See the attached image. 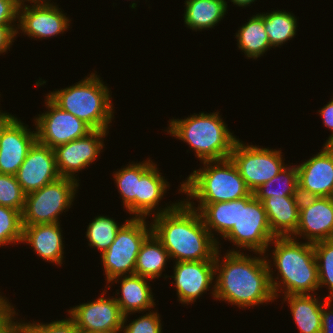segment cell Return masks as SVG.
I'll use <instances>...</instances> for the list:
<instances>
[{
    "label": "cell",
    "instance_id": "cell-1",
    "mask_svg": "<svg viewBox=\"0 0 333 333\" xmlns=\"http://www.w3.org/2000/svg\"><path fill=\"white\" fill-rule=\"evenodd\" d=\"M162 209L153 213L152 233L168 251L171 260L215 261L221 244L204 226L196 209L186 200Z\"/></svg>",
    "mask_w": 333,
    "mask_h": 333
},
{
    "label": "cell",
    "instance_id": "cell-2",
    "mask_svg": "<svg viewBox=\"0 0 333 333\" xmlns=\"http://www.w3.org/2000/svg\"><path fill=\"white\" fill-rule=\"evenodd\" d=\"M219 252L215 256V285L210 289L214 298L241 309L274 302L268 256L259 253V257H249L233 249L226 252L221 262Z\"/></svg>",
    "mask_w": 333,
    "mask_h": 333
},
{
    "label": "cell",
    "instance_id": "cell-3",
    "mask_svg": "<svg viewBox=\"0 0 333 333\" xmlns=\"http://www.w3.org/2000/svg\"><path fill=\"white\" fill-rule=\"evenodd\" d=\"M270 244H274L272 259L278 269L277 277L273 278L272 264L267 259L275 299L279 292L286 296L313 294L318 290V266L313 243H301L296 237H275Z\"/></svg>",
    "mask_w": 333,
    "mask_h": 333
},
{
    "label": "cell",
    "instance_id": "cell-4",
    "mask_svg": "<svg viewBox=\"0 0 333 333\" xmlns=\"http://www.w3.org/2000/svg\"><path fill=\"white\" fill-rule=\"evenodd\" d=\"M219 114L201 112L184 119H171L167 132L190 145L201 162L230 158L238 139Z\"/></svg>",
    "mask_w": 333,
    "mask_h": 333
},
{
    "label": "cell",
    "instance_id": "cell-5",
    "mask_svg": "<svg viewBox=\"0 0 333 333\" xmlns=\"http://www.w3.org/2000/svg\"><path fill=\"white\" fill-rule=\"evenodd\" d=\"M89 75L75 85L53 91L47 96L93 130H108V124L114 119L110 89L96 73Z\"/></svg>",
    "mask_w": 333,
    "mask_h": 333
},
{
    "label": "cell",
    "instance_id": "cell-6",
    "mask_svg": "<svg viewBox=\"0 0 333 333\" xmlns=\"http://www.w3.org/2000/svg\"><path fill=\"white\" fill-rule=\"evenodd\" d=\"M201 163L204 167L194 170L180 186L185 200L210 204L253 195L230 158Z\"/></svg>",
    "mask_w": 333,
    "mask_h": 333
},
{
    "label": "cell",
    "instance_id": "cell-7",
    "mask_svg": "<svg viewBox=\"0 0 333 333\" xmlns=\"http://www.w3.org/2000/svg\"><path fill=\"white\" fill-rule=\"evenodd\" d=\"M146 218L132 217L117 232L109 248L101 254L107 283L119 276L135 274L138 253L144 241L152 234Z\"/></svg>",
    "mask_w": 333,
    "mask_h": 333
},
{
    "label": "cell",
    "instance_id": "cell-8",
    "mask_svg": "<svg viewBox=\"0 0 333 333\" xmlns=\"http://www.w3.org/2000/svg\"><path fill=\"white\" fill-rule=\"evenodd\" d=\"M223 238L233 242L239 250L265 254L275 236L262 202L254 195L237 199L236 223Z\"/></svg>",
    "mask_w": 333,
    "mask_h": 333
},
{
    "label": "cell",
    "instance_id": "cell-9",
    "mask_svg": "<svg viewBox=\"0 0 333 333\" xmlns=\"http://www.w3.org/2000/svg\"><path fill=\"white\" fill-rule=\"evenodd\" d=\"M78 180L60 177L39 190L26 194L22 212L23 225L60 223L59 215L71 207Z\"/></svg>",
    "mask_w": 333,
    "mask_h": 333
},
{
    "label": "cell",
    "instance_id": "cell-10",
    "mask_svg": "<svg viewBox=\"0 0 333 333\" xmlns=\"http://www.w3.org/2000/svg\"><path fill=\"white\" fill-rule=\"evenodd\" d=\"M281 153V150L247 145L238 139L233 146L230 159L253 193L286 166Z\"/></svg>",
    "mask_w": 333,
    "mask_h": 333
},
{
    "label": "cell",
    "instance_id": "cell-11",
    "mask_svg": "<svg viewBox=\"0 0 333 333\" xmlns=\"http://www.w3.org/2000/svg\"><path fill=\"white\" fill-rule=\"evenodd\" d=\"M45 97L48 111L39 114L34 120L39 143L53 149L84 137L93 130L83 120L61 109L48 96Z\"/></svg>",
    "mask_w": 333,
    "mask_h": 333
},
{
    "label": "cell",
    "instance_id": "cell-12",
    "mask_svg": "<svg viewBox=\"0 0 333 333\" xmlns=\"http://www.w3.org/2000/svg\"><path fill=\"white\" fill-rule=\"evenodd\" d=\"M99 297L94 301L82 303L68 310L69 317L79 331L87 333H120L123 317L115 298Z\"/></svg>",
    "mask_w": 333,
    "mask_h": 333
},
{
    "label": "cell",
    "instance_id": "cell-13",
    "mask_svg": "<svg viewBox=\"0 0 333 333\" xmlns=\"http://www.w3.org/2000/svg\"><path fill=\"white\" fill-rule=\"evenodd\" d=\"M107 130H92L86 136L53 148L60 177L75 178V173L85 169L99 156L104 146Z\"/></svg>",
    "mask_w": 333,
    "mask_h": 333
},
{
    "label": "cell",
    "instance_id": "cell-14",
    "mask_svg": "<svg viewBox=\"0 0 333 333\" xmlns=\"http://www.w3.org/2000/svg\"><path fill=\"white\" fill-rule=\"evenodd\" d=\"M70 21L61 8L52 3L25 4L18 9L17 33L20 29L34 39L51 38L63 34L69 28Z\"/></svg>",
    "mask_w": 333,
    "mask_h": 333
},
{
    "label": "cell",
    "instance_id": "cell-15",
    "mask_svg": "<svg viewBox=\"0 0 333 333\" xmlns=\"http://www.w3.org/2000/svg\"><path fill=\"white\" fill-rule=\"evenodd\" d=\"M323 149L298 168L300 197H331L333 193V145Z\"/></svg>",
    "mask_w": 333,
    "mask_h": 333
},
{
    "label": "cell",
    "instance_id": "cell-16",
    "mask_svg": "<svg viewBox=\"0 0 333 333\" xmlns=\"http://www.w3.org/2000/svg\"><path fill=\"white\" fill-rule=\"evenodd\" d=\"M294 236H302L309 243L333 239L331 197H301L299 223L291 237Z\"/></svg>",
    "mask_w": 333,
    "mask_h": 333
},
{
    "label": "cell",
    "instance_id": "cell-17",
    "mask_svg": "<svg viewBox=\"0 0 333 333\" xmlns=\"http://www.w3.org/2000/svg\"><path fill=\"white\" fill-rule=\"evenodd\" d=\"M15 176L25 194L57 180L60 175L54 150L36 141Z\"/></svg>",
    "mask_w": 333,
    "mask_h": 333
},
{
    "label": "cell",
    "instance_id": "cell-18",
    "mask_svg": "<svg viewBox=\"0 0 333 333\" xmlns=\"http://www.w3.org/2000/svg\"><path fill=\"white\" fill-rule=\"evenodd\" d=\"M175 288L180 303L191 304L211 287L215 261H182L174 265Z\"/></svg>",
    "mask_w": 333,
    "mask_h": 333
},
{
    "label": "cell",
    "instance_id": "cell-19",
    "mask_svg": "<svg viewBox=\"0 0 333 333\" xmlns=\"http://www.w3.org/2000/svg\"><path fill=\"white\" fill-rule=\"evenodd\" d=\"M36 141V131L16 117L0 137V174L16 175Z\"/></svg>",
    "mask_w": 333,
    "mask_h": 333
},
{
    "label": "cell",
    "instance_id": "cell-20",
    "mask_svg": "<svg viewBox=\"0 0 333 333\" xmlns=\"http://www.w3.org/2000/svg\"><path fill=\"white\" fill-rule=\"evenodd\" d=\"M61 232L60 223L23 225L22 243L30 244L43 260L61 266L64 257Z\"/></svg>",
    "mask_w": 333,
    "mask_h": 333
},
{
    "label": "cell",
    "instance_id": "cell-21",
    "mask_svg": "<svg viewBox=\"0 0 333 333\" xmlns=\"http://www.w3.org/2000/svg\"><path fill=\"white\" fill-rule=\"evenodd\" d=\"M300 196H270L262 201L275 237H291L299 223Z\"/></svg>",
    "mask_w": 333,
    "mask_h": 333
},
{
    "label": "cell",
    "instance_id": "cell-22",
    "mask_svg": "<svg viewBox=\"0 0 333 333\" xmlns=\"http://www.w3.org/2000/svg\"><path fill=\"white\" fill-rule=\"evenodd\" d=\"M119 280L122 295L115 297V300L123 315L146 312L155 307V299H153L151 286L148 284V280L150 282L151 279L133 274L116 277L109 284L117 283Z\"/></svg>",
    "mask_w": 333,
    "mask_h": 333
},
{
    "label": "cell",
    "instance_id": "cell-23",
    "mask_svg": "<svg viewBox=\"0 0 333 333\" xmlns=\"http://www.w3.org/2000/svg\"><path fill=\"white\" fill-rule=\"evenodd\" d=\"M156 166L153 164L140 177L138 195H136V218H146L152 214L169 187L168 181L164 179L162 173H159L160 170Z\"/></svg>",
    "mask_w": 333,
    "mask_h": 333
},
{
    "label": "cell",
    "instance_id": "cell-24",
    "mask_svg": "<svg viewBox=\"0 0 333 333\" xmlns=\"http://www.w3.org/2000/svg\"><path fill=\"white\" fill-rule=\"evenodd\" d=\"M314 296L313 294L284 296V301L289 304L300 333H321L323 302Z\"/></svg>",
    "mask_w": 333,
    "mask_h": 333
},
{
    "label": "cell",
    "instance_id": "cell-25",
    "mask_svg": "<svg viewBox=\"0 0 333 333\" xmlns=\"http://www.w3.org/2000/svg\"><path fill=\"white\" fill-rule=\"evenodd\" d=\"M184 23L192 30L213 28L227 11L225 0H186Z\"/></svg>",
    "mask_w": 333,
    "mask_h": 333
},
{
    "label": "cell",
    "instance_id": "cell-26",
    "mask_svg": "<svg viewBox=\"0 0 333 333\" xmlns=\"http://www.w3.org/2000/svg\"><path fill=\"white\" fill-rule=\"evenodd\" d=\"M186 202L199 212L204 226L213 237L218 232L223 238L236 223L237 199L210 204H198L196 208L192 202ZM213 230L216 232L213 233Z\"/></svg>",
    "mask_w": 333,
    "mask_h": 333
},
{
    "label": "cell",
    "instance_id": "cell-27",
    "mask_svg": "<svg viewBox=\"0 0 333 333\" xmlns=\"http://www.w3.org/2000/svg\"><path fill=\"white\" fill-rule=\"evenodd\" d=\"M237 45L247 58H258L271 49L264 26V15H253L236 33Z\"/></svg>",
    "mask_w": 333,
    "mask_h": 333
},
{
    "label": "cell",
    "instance_id": "cell-28",
    "mask_svg": "<svg viewBox=\"0 0 333 333\" xmlns=\"http://www.w3.org/2000/svg\"><path fill=\"white\" fill-rule=\"evenodd\" d=\"M169 258L168 251L152 233L144 241L138 253L135 274L149 278L151 281L152 279L159 278Z\"/></svg>",
    "mask_w": 333,
    "mask_h": 333
},
{
    "label": "cell",
    "instance_id": "cell-29",
    "mask_svg": "<svg viewBox=\"0 0 333 333\" xmlns=\"http://www.w3.org/2000/svg\"><path fill=\"white\" fill-rule=\"evenodd\" d=\"M152 160L127 164L113 174L118 192L123 201V207L136 218V195H138L140 177L153 165Z\"/></svg>",
    "mask_w": 333,
    "mask_h": 333
},
{
    "label": "cell",
    "instance_id": "cell-30",
    "mask_svg": "<svg viewBox=\"0 0 333 333\" xmlns=\"http://www.w3.org/2000/svg\"><path fill=\"white\" fill-rule=\"evenodd\" d=\"M264 26L271 47L281 46L296 35L297 18L291 12L274 10L270 13L264 12Z\"/></svg>",
    "mask_w": 333,
    "mask_h": 333
},
{
    "label": "cell",
    "instance_id": "cell-31",
    "mask_svg": "<svg viewBox=\"0 0 333 333\" xmlns=\"http://www.w3.org/2000/svg\"><path fill=\"white\" fill-rule=\"evenodd\" d=\"M292 167V168H291ZM274 183L280 188L275 189ZM275 187V188H274ZM254 197L261 202L270 197L300 196L298 191V168L297 166H285L271 180L261 185L253 192Z\"/></svg>",
    "mask_w": 333,
    "mask_h": 333
},
{
    "label": "cell",
    "instance_id": "cell-32",
    "mask_svg": "<svg viewBox=\"0 0 333 333\" xmlns=\"http://www.w3.org/2000/svg\"><path fill=\"white\" fill-rule=\"evenodd\" d=\"M123 225H118L112 218L97 216L87 227L86 237L89 241V246L99 249L102 254L113 243L117 232Z\"/></svg>",
    "mask_w": 333,
    "mask_h": 333
},
{
    "label": "cell",
    "instance_id": "cell-33",
    "mask_svg": "<svg viewBox=\"0 0 333 333\" xmlns=\"http://www.w3.org/2000/svg\"><path fill=\"white\" fill-rule=\"evenodd\" d=\"M315 251L319 288L327 286L329 295L326 299H333V239L313 243Z\"/></svg>",
    "mask_w": 333,
    "mask_h": 333
},
{
    "label": "cell",
    "instance_id": "cell-34",
    "mask_svg": "<svg viewBox=\"0 0 333 333\" xmlns=\"http://www.w3.org/2000/svg\"><path fill=\"white\" fill-rule=\"evenodd\" d=\"M22 212L0 205V246L22 242Z\"/></svg>",
    "mask_w": 333,
    "mask_h": 333
},
{
    "label": "cell",
    "instance_id": "cell-35",
    "mask_svg": "<svg viewBox=\"0 0 333 333\" xmlns=\"http://www.w3.org/2000/svg\"><path fill=\"white\" fill-rule=\"evenodd\" d=\"M25 196L15 175L0 174V205L23 212Z\"/></svg>",
    "mask_w": 333,
    "mask_h": 333
},
{
    "label": "cell",
    "instance_id": "cell-36",
    "mask_svg": "<svg viewBox=\"0 0 333 333\" xmlns=\"http://www.w3.org/2000/svg\"><path fill=\"white\" fill-rule=\"evenodd\" d=\"M128 315L123 317V333H162V323L158 312L146 313L143 316L131 321L129 325L126 320ZM126 322V323H125ZM126 325V326H125Z\"/></svg>",
    "mask_w": 333,
    "mask_h": 333
},
{
    "label": "cell",
    "instance_id": "cell-37",
    "mask_svg": "<svg viewBox=\"0 0 333 333\" xmlns=\"http://www.w3.org/2000/svg\"><path fill=\"white\" fill-rule=\"evenodd\" d=\"M22 323L25 333H78L79 331L70 317L45 324L35 321Z\"/></svg>",
    "mask_w": 333,
    "mask_h": 333
},
{
    "label": "cell",
    "instance_id": "cell-38",
    "mask_svg": "<svg viewBox=\"0 0 333 333\" xmlns=\"http://www.w3.org/2000/svg\"><path fill=\"white\" fill-rule=\"evenodd\" d=\"M18 9L16 0H0V26L15 27L14 21L18 19Z\"/></svg>",
    "mask_w": 333,
    "mask_h": 333
},
{
    "label": "cell",
    "instance_id": "cell-39",
    "mask_svg": "<svg viewBox=\"0 0 333 333\" xmlns=\"http://www.w3.org/2000/svg\"><path fill=\"white\" fill-rule=\"evenodd\" d=\"M321 299L324 300L321 310V333H333V299Z\"/></svg>",
    "mask_w": 333,
    "mask_h": 333
},
{
    "label": "cell",
    "instance_id": "cell-40",
    "mask_svg": "<svg viewBox=\"0 0 333 333\" xmlns=\"http://www.w3.org/2000/svg\"><path fill=\"white\" fill-rule=\"evenodd\" d=\"M15 312L8 299L0 295V331L18 314Z\"/></svg>",
    "mask_w": 333,
    "mask_h": 333
},
{
    "label": "cell",
    "instance_id": "cell-41",
    "mask_svg": "<svg viewBox=\"0 0 333 333\" xmlns=\"http://www.w3.org/2000/svg\"><path fill=\"white\" fill-rule=\"evenodd\" d=\"M17 35V27L0 26V54L9 50Z\"/></svg>",
    "mask_w": 333,
    "mask_h": 333
},
{
    "label": "cell",
    "instance_id": "cell-42",
    "mask_svg": "<svg viewBox=\"0 0 333 333\" xmlns=\"http://www.w3.org/2000/svg\"><path fill=\"white\" fill-rule=\"evenodd\" d=\"M321 118L323 119L324 126L328 127L331 131H333V99L330 100L321 110H318ZM325 144L333 145V132L329 136L328 140H326Z\"/></svg>",
    "mask_w": 333,
    "mask_h": 333
},
{
    "label": "cell",
    "instance_id": "cell-43",
    "mask_svg": "<svg viewBox=\"0 0 333 333\" xmlns=\"http://www.w3.org/2000/svg\"><path fill=\"white\" fill-rule=\"evenodd\" d=\"M12 319L1 331L0 333H25L23 323L14 321Z\"/></svg>",
    "mask_w": 333,
    "mask_h": 333
},
{
    "label": "cell",
    "instance_id": "cell-44",
    "mask_svg": "<svg viewBox=\"0 0 333 333\" xmlns=\"http://www.w3.org/2000/svg\"><path fill=\"white\" fill-rule=\"evenodd\" d=\"M14 115L9 113H3L0 110V137L4 130L8 127V125L15 119Z\"/></svg>",
    "mask_w": 333,
    "mask_h": 333
},
{
    "label": "cell",
    "instance_id": "cell-45",
    "mask_svg": "<svg viewBox=\"0 0 333 333\" xmlns=\"http://www.w3.org/2000/svg\"><path fill=\"white\" fill-rule=\"evenodd\" d=\"M25 1L29 2L30 4H32V3H34V4H48V3H50L49 0H16V2L18 3L19 6L25 5V3H24Z\"/></svg>",
    "mask_w": 333,
    "mask_h": 333
},
{
    "label": "cell",
    "instance_id": "cell-46",
    "mask_svg": "<svg viewBox=\"0 0 333 333\" xmlns=\"http://www.w3.org/2000/svg\"><path fill=\"white\" fill-rule=\"evenodd\" d=\"M233 2L234 5H237L239 7H246L249 6L251 3L255 2V0H230Z\"/></svg>",
    "mask_w": 333,
    "mask_h": 333
}]
</instances>
